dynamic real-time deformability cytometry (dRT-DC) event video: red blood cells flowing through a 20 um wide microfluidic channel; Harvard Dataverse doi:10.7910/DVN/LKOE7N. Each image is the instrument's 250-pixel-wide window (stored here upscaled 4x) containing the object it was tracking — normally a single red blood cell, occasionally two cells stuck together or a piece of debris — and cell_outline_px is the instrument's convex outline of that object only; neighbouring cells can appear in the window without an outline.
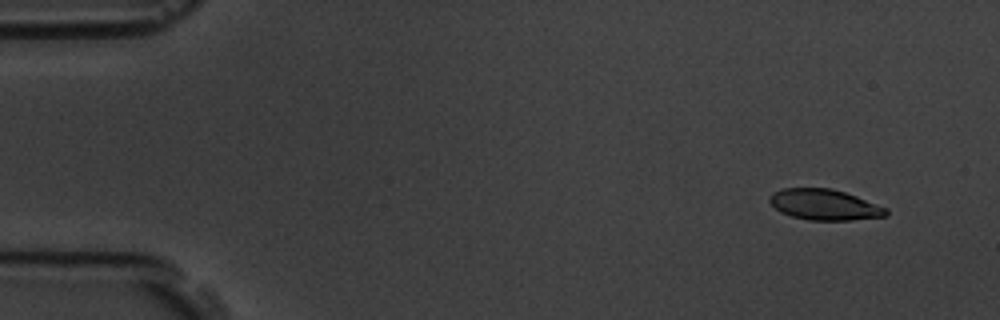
{"species": "common noctule bat (a hibernating species)", "species_latin": "Nyctalus noctula", "temperature_condition": "room temperature", "stored_images_in_passage": 5, "camera_frame_rate_fps": 3000, "um_per_image_px": 0.085, "animal": {"sex": "male", "body_mass_g": 19.5, "forearm_length_mm": 54.6}, "frame": {"image": 1, "passage_image": 2, "time_ms": 1.0, "image_size_px": [1000, 320], "cell_outline_px": [[888, 216], [852, 220], [808, 220], [792, 216], [780, 212], [768, 200], [772, 192], [784, 188], [832, 188], [856, 196], [888, 208]], "centroid_in_image_um": [70.09, 17.4], "position_along_channel_um": 14.9, "area_um2": 20.92}}
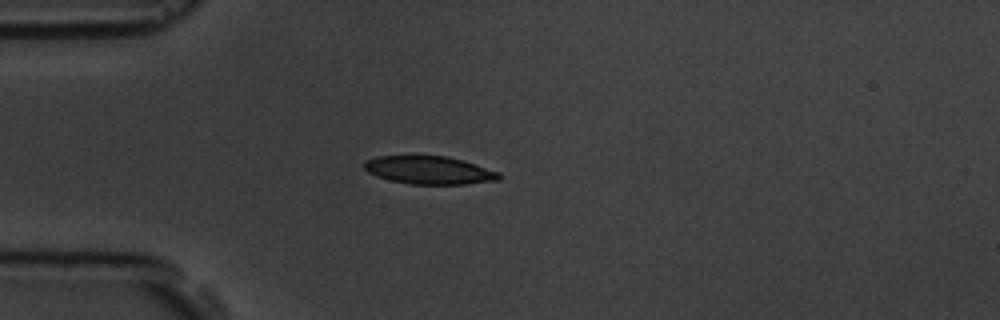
{"frame": {"image": 2, "passage_image": 5, "time_ms": 4.667, "image_size_px": [1000, 320], "cell_outline_px": [[500, 180], [464, 184], [408, 184], [376, 176], [368, 172], [364, 168], [364, 160], [376, 156], [448, 156], [500, 172]], "centroid_in_image_um": [36.46, 14.46], "position_along_channel_um": 48.5, "area_um2": 21.91}}